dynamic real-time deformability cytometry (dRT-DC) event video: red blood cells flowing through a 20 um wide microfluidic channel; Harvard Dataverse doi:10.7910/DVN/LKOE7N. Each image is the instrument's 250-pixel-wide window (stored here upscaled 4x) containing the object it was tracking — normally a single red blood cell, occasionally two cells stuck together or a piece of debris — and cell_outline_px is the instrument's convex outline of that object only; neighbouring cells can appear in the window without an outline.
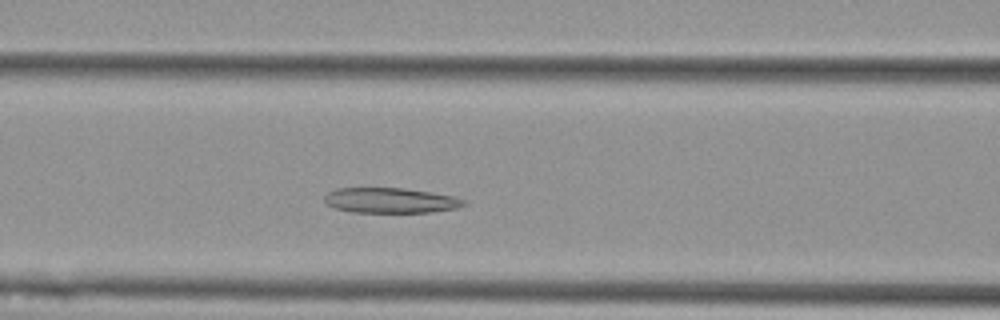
{"species": "Egyptian fruit bat (a non-hibernating species)", "species_latin": "Rousettus aegyptiacus", "temperature_condition": "cold", "stored_images_in_passage": 50, "camera_frame_rate_fps": 3000, "um_per_image_px": 0.085, "animal": {"sex": "female"}, "frame": {"image": 1, "passage_image": 16, "time_ms": 5.0, "image_size_px": [1000, 320], "cell_outline_px": [[468, 204], [456, 208], [432, 212], [352, 212], [336, 208], [328, 204], [324, 200], [324, 196], [328, 192], [336, 188], [404, 188], [432, 192], [452, 196], [464, 200]], "centroid_in_image_um": [33.19, 17.03], "position_along_channel_um": 133.4, "area_um2": 20.4}}
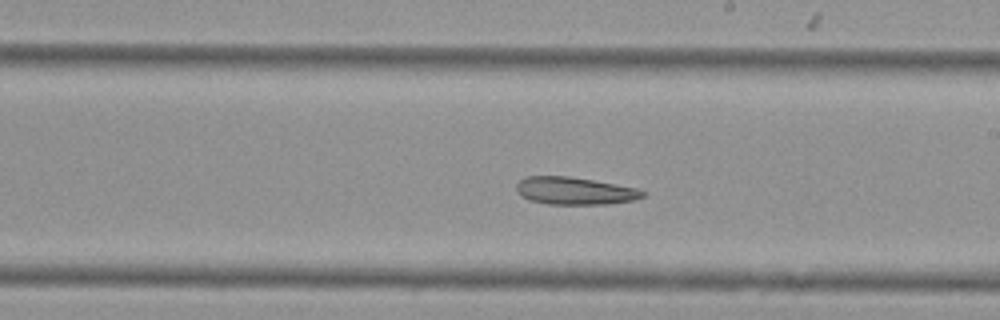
{"frame": {"image": 2, "passage_image": 25, "time_ms": 8.0, "image_size_px": [1000, 320], "cell_outline_px": [[648, 192], [644, 196], [632, 200], [608, 204], [548, 204], [528, 200], [520, 196], [516, 192], [516, 184], [520, 180], [528, 176], [568, 176], [616, 184], [636, 188]], "centroid_in_image_um": [48.82, 16.22], "position_along_channel_um": 240.2, "area_um2": 20.29}}
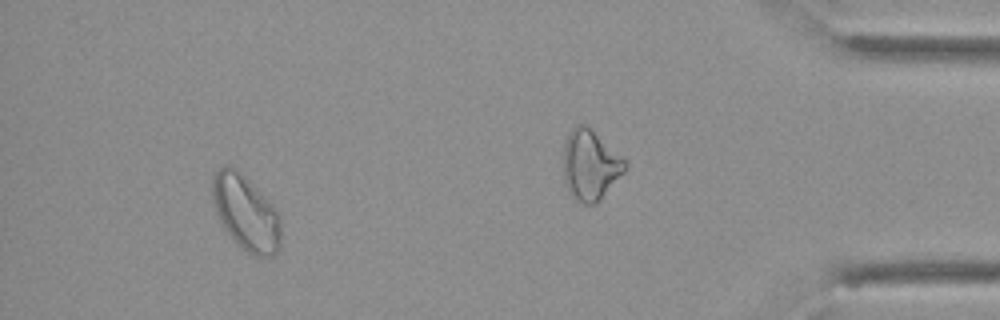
{"frame": {"image": 3, "passage_image": 45, "time_ms": 14.667, "image_size_px": [1000, 320], "cell_outline_px": [[280, 244], [276, 252], [272, 256], [256, 256], [248, 252], [236, 244], [224, 228], [216, 212], [212, 200], [212, 176], [220, 168], [232, 164], [276, 208], [280, 216]], "centroid_in_image_um": [20.88, 18.08], "position_along_channel_um": 414.3, "area_um2": 29.82}}